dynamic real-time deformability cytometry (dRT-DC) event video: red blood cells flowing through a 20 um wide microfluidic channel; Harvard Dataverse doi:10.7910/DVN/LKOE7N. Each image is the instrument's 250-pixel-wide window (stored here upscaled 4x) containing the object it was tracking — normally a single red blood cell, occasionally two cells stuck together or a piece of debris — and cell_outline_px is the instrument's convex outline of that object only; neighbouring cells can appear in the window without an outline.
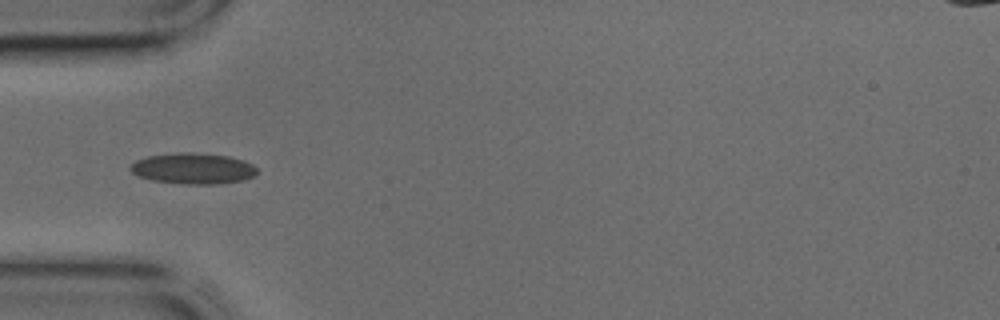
{"species": "common noctule bat (a hibernating species)", "species_latin": "Nyctalus noctula", "temperature_condition": "cold", "stored_images_in_passage": 11, "camera_frame_rate_fps": 3000, "um_per_image_px": 0.085, "animal": {"sex": "male", "body_mass_g": 17.9, "forearm_length_mm": 54.2}, "frame": {"image": 1, "passage_image": 4, "time_ms": 1.0, "image_size_px": [1000, 320], "cell_outline_px": [[260, 172], [256, 176], [244, 180], [212, 184], [184, 184], [152, 180], [140, 176], [132, 172], [132, 164], [136, 160], [148, 156], [180, 152], [192, 152], [228, 156], [244, 160], [252, 164]], "centroid_in_image_um": [16.48, 14.32], "position_along_channel_um": 68.5, "area_um2": 22.77}}